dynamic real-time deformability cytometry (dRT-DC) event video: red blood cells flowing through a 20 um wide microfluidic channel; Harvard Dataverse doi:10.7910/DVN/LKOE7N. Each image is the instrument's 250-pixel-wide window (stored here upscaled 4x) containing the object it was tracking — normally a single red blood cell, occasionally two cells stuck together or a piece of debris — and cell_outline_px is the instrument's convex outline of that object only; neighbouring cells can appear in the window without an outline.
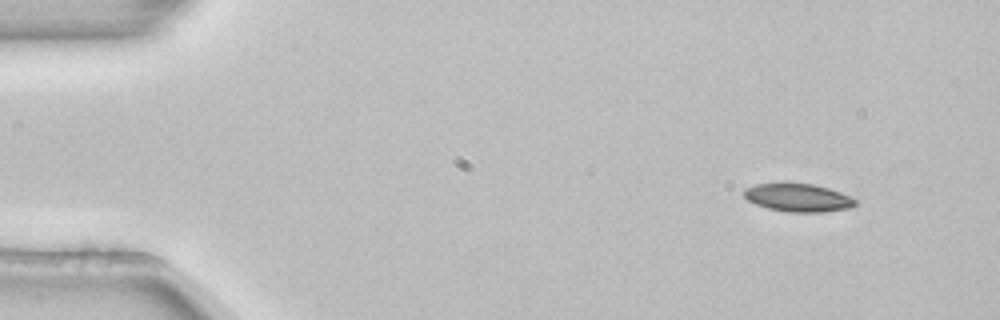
{"species": "common noctule bat (a hibernating species)", "species_latin": "Nyctalus noctula", "temperature_condition": "room temperature", "stored_images_in_passage": 7, "camera_frame_rate_fps": 3000, "um_per_image_px": 0.085, "animal": {"sex": "female", "body_mass_g": 22.7, "forearm_length_mm": 54.2}, "frame": {"image": 1, "passage_image": 1, "time_ms": 0.0, "image_size_px": [1000, 320], "cell_outline_px": [[856, 204], [852, 208], [820, 212], [788, 212], [768, 208], [756, 204], [748, 200], [744, 196], [744, 188], [756, 184], [812, 184], [828, 188], [840, 192], [856, 200]], "centroid_in_image_um": [67.84, 16.81], "position_along_channel_um": 17.2, "area_um2": 17.92}}
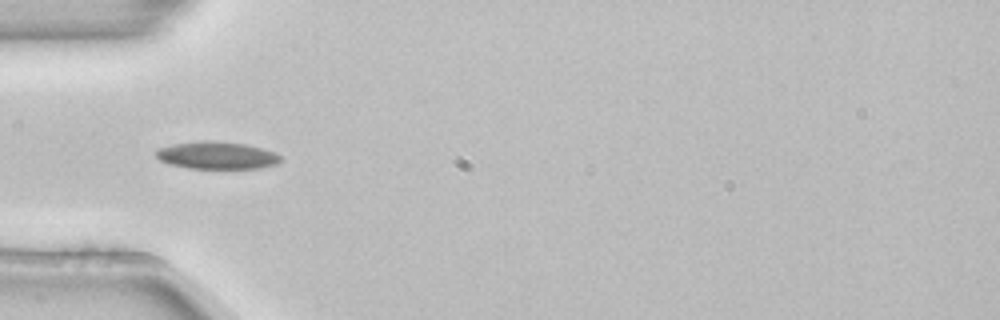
{"frame": {"image": 2, "passage_image": 4, "time_ms": 1.0, "image_size_px": [1000, 320], "cell_outline_px": [[280, 164], [260, 168], [188, 168], [168, 164], [160, 160], [156, 156], [156, 152], [160, 148], [172, 144], [204, 140], [212, 140], [244, 144], [260, 148], [272, 152], [280, 156]], "centroid_in_image_um": [18.42, 13.21], "position_along_channel_um": 66.6, "area_um2": 19.77}}